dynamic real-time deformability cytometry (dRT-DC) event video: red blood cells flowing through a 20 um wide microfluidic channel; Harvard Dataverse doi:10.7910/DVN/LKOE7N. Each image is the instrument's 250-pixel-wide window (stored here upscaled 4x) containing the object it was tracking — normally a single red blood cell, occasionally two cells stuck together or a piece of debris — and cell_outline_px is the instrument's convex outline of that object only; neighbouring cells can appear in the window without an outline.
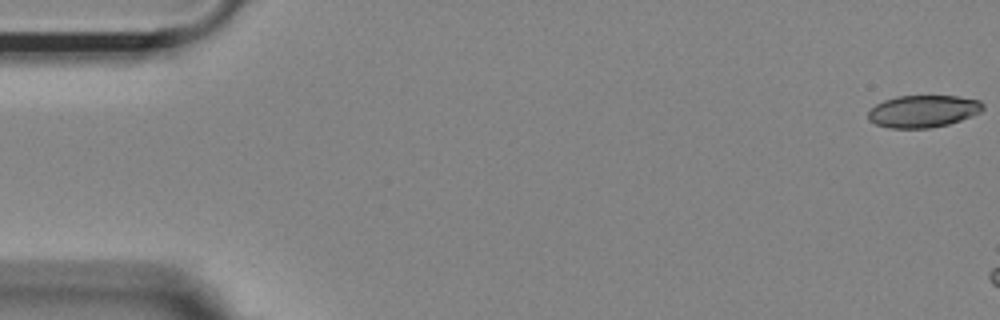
{"species": "Egyptian fruit bat (a non-hibernating species)", "species_latin": "Rousettus aegyptiacus", "temperature_condition": "room temperature", "stored_images_in_passage": 9, "camera_frame_rate_fps": 3000, "um_per_image_px": 0.085, "animal": {"sex": "female"}, "frame": {"image": 1, "passage_image": 1, "time_ms": 0.0, "image_size_px": [1000, 320], "cell_outline_px": [[984, 108], [980, 112], [972, 116], [948, 124], [928, 128], [888, 128], [876, 124], [868, 120], [868, 112], [876, 104], [884, 100], [896, 96], [956, 96], [980, 100], [984, 104]], "centroid_in_image_um": [78.46, 9.45], "position_along_channel_um": 6.5, "area_um2": 21.56}}